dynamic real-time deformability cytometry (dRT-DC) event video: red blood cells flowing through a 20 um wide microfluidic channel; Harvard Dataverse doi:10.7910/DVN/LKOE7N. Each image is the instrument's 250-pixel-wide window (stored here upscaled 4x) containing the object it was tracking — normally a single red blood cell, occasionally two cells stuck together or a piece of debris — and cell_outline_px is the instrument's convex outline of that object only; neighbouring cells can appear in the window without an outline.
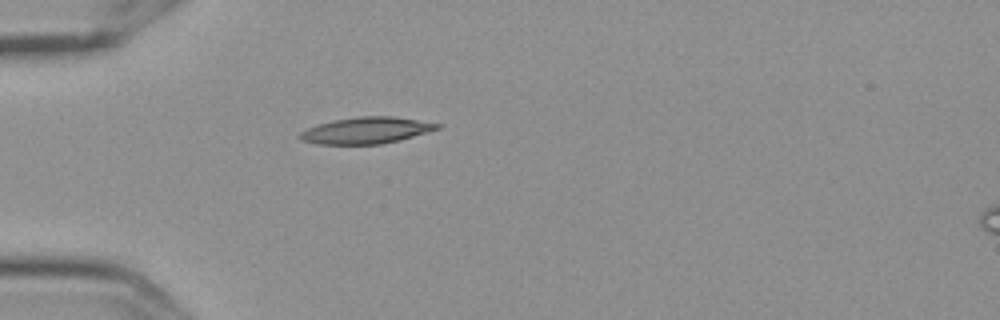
{"species": "Egyptian fruit bat (a non-hibernating species)", "species_latin": "Rousettus aegyptiacus", "temperature_condition": "cold", "stored_images_in_passage": 1, "camera_frame_rate_fps": 3000, "um_per_image_px": 0.085, "frame": {"image": 1, "passage_image": 1, "time_ms": 0.0, "image_size_px": [1000, 320], "cell_outline_px": [[440, 128], [400, 140], [380, 144], [316, 144], [300, 140], [296, 136], [300, 132], [316, 124], [332, 120], [356, 116], [392, 116], [440, 124]], "centroid_in_image_um": [31.05, 11.08], "position_along_channel_um": 54.0, "area_um2": 21.21}}